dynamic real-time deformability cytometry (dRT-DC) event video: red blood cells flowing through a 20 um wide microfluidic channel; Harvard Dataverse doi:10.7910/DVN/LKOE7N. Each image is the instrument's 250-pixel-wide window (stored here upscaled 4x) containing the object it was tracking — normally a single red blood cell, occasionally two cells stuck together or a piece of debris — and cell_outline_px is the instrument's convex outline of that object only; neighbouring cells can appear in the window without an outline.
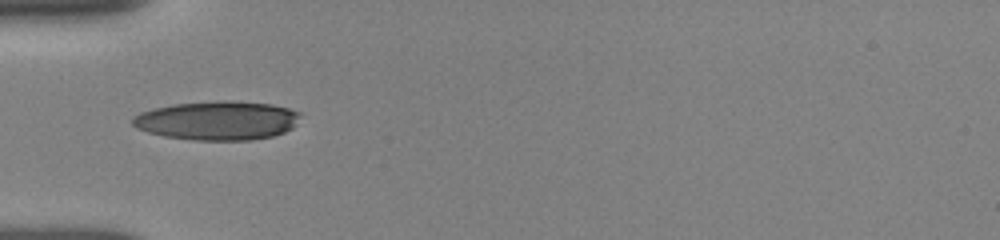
{"species": "human", "species_latin": "Homo sapiens", "temperature_condition": "room temperature", "stored_images_in_passage": 14, "camera_frame_rate_fps": 3000, "um_per_image_px": 0.085, "donor": {"sex": "female"}, "frame": {"image": 1, "passage_image": 1, "time_ms": 0.0, "image_size_px": [1000, 240], "cell_outline_px": [[300, 116], [292, 128], [284, 132], [272, 136], [252, 140], [192, 140], [164, 136], [148, 132], [136, 128], [132, 124], [132, 116], [140, 112], [172, 104], [216, 100], [232, 100], [272, 104], [288, 108], [300, 112]], "centroid_in_image_um": [18.46, 10.23], "position_along_channel_um": 66.5, "area_um2": 38.32}}
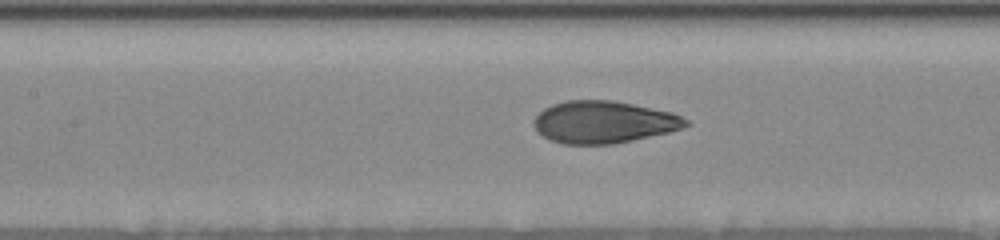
{"frame": {"image": 2, "passage_image": 6, "time_ms": 2.333, "image_size_px": [1000, 240], "cell_outline_px": [[692, 124], [668, 132], [632, 140], [612, 144], [560, 144], [548, 140], [536, 132], [532, 124], [532, 120], [544, 108], [552, 104], [564, 100], [612, 100], [672, 112], [688, 120]], "centroid_in_image_um": [51.24, 10.38], "position_along_channel_um": 156.2, "area_um2": 37.57}}
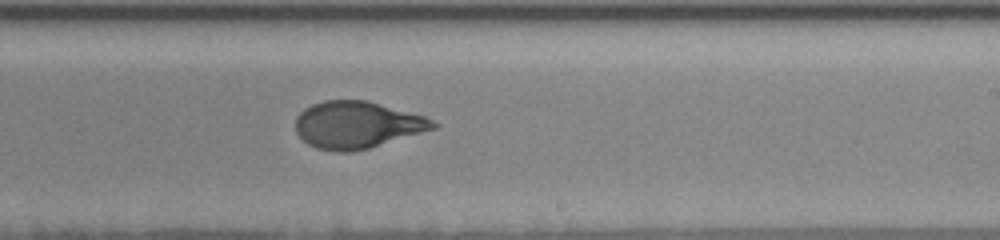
{"frame": {"image": 3, "passage_image": 14, "time_ms": 5.0, "image_size_px": [1000, 240], "cell_outline_px": [[440, 124], [436, 128], [368, 148], [348, 152], [340, 152], [316, 148], [308, 144], [296, 132], [296, 116], [304, 108], [312, 104], [324, 100], [368, 100], [424, 116]], "centroid_in_image_um": [30.34, 10.6], "position_along_channel_um": 258.7, "area_um2": 37.51}}